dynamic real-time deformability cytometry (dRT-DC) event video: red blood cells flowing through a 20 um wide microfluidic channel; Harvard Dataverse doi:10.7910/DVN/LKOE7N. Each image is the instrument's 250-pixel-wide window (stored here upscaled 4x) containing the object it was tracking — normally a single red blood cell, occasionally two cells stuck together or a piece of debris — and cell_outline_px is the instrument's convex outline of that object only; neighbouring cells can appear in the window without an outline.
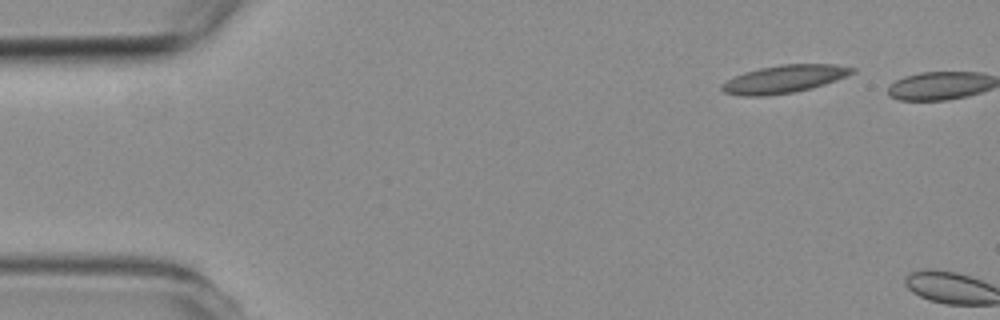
{"species": "common noctule bat (a hibernating species)", "species_latin": "Nyctalus noctula", "temperature_condition": "room temperature", "stored_images_in_passage": 2, "camera_frame_rate_fps": 3000, "um_per_image_px": 0.085, "animal": {"sex": "female", "body_mass_g": 19.3, "forearm_length_mm": 54.1}, "frame": {"image": 1, "passage_image": 1, "time_ms": 0.0, "image_size_px": [1000, 320], "cell_outline_px": [[856, 72], [836, 80], [824, 84], [792, 92], [764, 96], [740, 96], [724, 92], [720, 88], [720, 84], [744, 72], [760, 68], [780, 64], [836, 64], [856, 68]], "centroid_in_image_um": [66.65, 6.71], "position_along_channel_um": 18.4, "area_um2": 20.98}}